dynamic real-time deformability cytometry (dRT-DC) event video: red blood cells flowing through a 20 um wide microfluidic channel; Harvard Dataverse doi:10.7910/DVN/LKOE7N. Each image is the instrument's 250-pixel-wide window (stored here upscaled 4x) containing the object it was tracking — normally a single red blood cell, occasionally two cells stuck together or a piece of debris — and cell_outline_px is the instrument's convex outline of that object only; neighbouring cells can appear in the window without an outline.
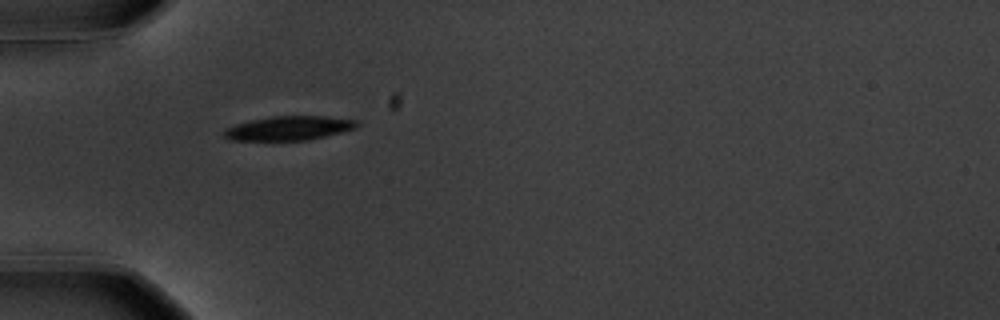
{"species": "common noctule bat (a hibernating species)", "species_latin": "Nyctalus noctula", "temperature_condition": "warm", "stored_images_in_passage": 36, "camera_frame_rate_fps": 3000, "um_per_image_px": 0.085, "animal": {"sex": "male", "body_mass_g": 20.1, "forearm_length_mm": 53.5}, "frame": {"image": 1, "passage_image": 1, "time_ms": 0.0, "image_size_px": [1000, 320], "cell_outline_px": [[360, 124], [356, 128], [308, 140], [228, 140], [220, 132], [224, 128], [236, 124], [252, 120], [272, 116], [324, 116], [356, 120]], "centroid_in_image_um": [24.5, 10.89], "position_along_channel_um": 60.5, "area_um2": 18.67}}
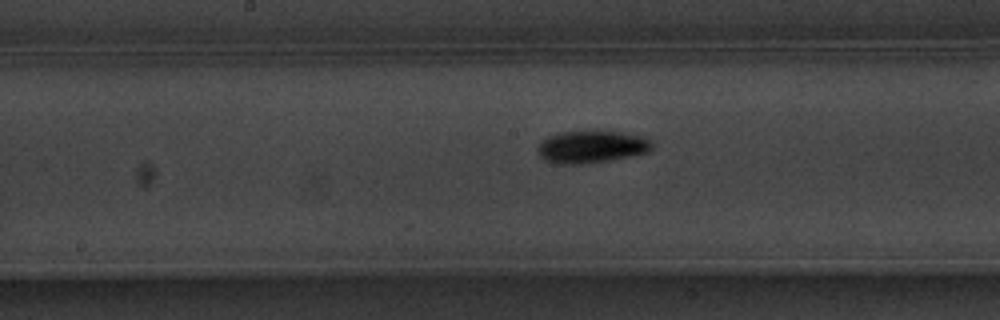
{"frame": {"image": 2, "passage_image": 13, "time_ms": 4.0, "image_size_px": [1000, 320], "cell_outline_px": [[652, 148], [648, 152], [608, 160], [580, 164], [560, 164], [544, 160], [540, 156], [536, 148], [548, 136], [560, 132], [620, 132], [636, 136], [648, 140], [652, 144]], "centroid_in_image_um": [50.21, 12.5], "position_along_channel_um": 198.0, "area_um2": 20.87}}
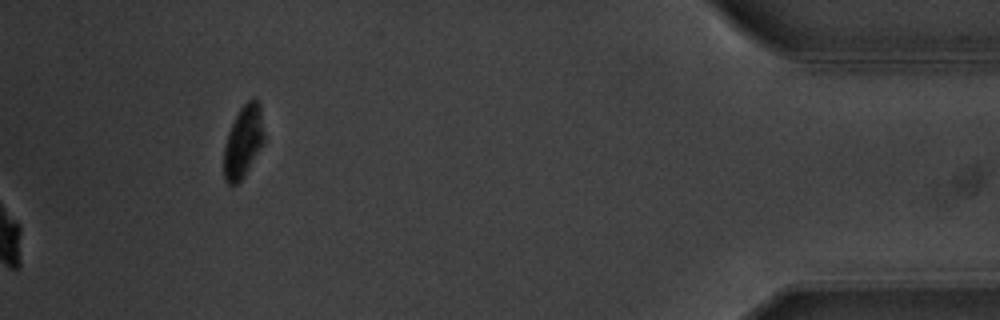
{"frame": {"image": 3, "passage_image": 36, "time_ms": 11.667, "image_size_px": [1000, 320], "cell_outline_px": [[264, 140], [244, 176], [236, 184], [228, 184], [224, 180], [224, 144], [228, 132], [240, 108], [248, 100], [256, 100], [260, 104], [264, 136]], "centroid_in_image_um": [20.66, 12.04], "position_along_channel_um": 414.5, "area_um2": 16.53}, "authors_computed_cell_mechanics": {"area_um2": 19.8832, "velocity_mm_per_s": 3.5548, "shape_relaxation_time_tau1_ms": 2.6004, "shape_relaxation_time_tau2_ms": null, "deformation_change_tau1": 0.1356, "deformation_change_tau2": null}}